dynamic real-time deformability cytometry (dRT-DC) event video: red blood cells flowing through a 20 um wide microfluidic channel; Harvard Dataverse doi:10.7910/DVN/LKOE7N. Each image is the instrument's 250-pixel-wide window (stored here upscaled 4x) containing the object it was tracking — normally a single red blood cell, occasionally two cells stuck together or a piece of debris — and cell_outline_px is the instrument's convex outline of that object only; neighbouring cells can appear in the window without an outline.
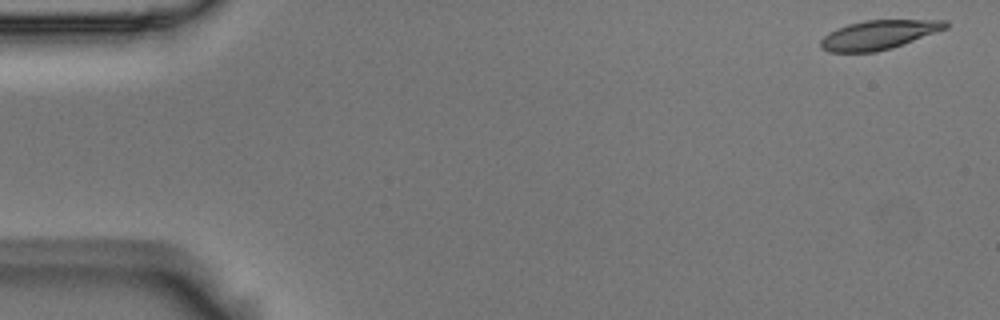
{"species": "Egyptian fruit bat (a non-hibernating species)", "species_latin": "Rousettus aegyptiacus", "temperature_condition": "room temperature", "stored_images_in_passage": 7, "camera_frame_rate_fps": 3000, "um_per_image_px": 0.085, "animal": {"sex": "male"}, "frame": {"image": 1, "passage_image": 1, "time_ms": 0.0, "image_size_px": [1000, 320], "cell_outline_px": [[948, 28], [892, 48], [876, 52], [828, 52], [820, 48], [820, 40], [828, 32], [836, 28], [848, 24], [864, 20], [948, 20]], "centroid_in_image_um": [74.66, 2.96], "position_along_channel_um": 10.3, "area_um2": 21.33}}
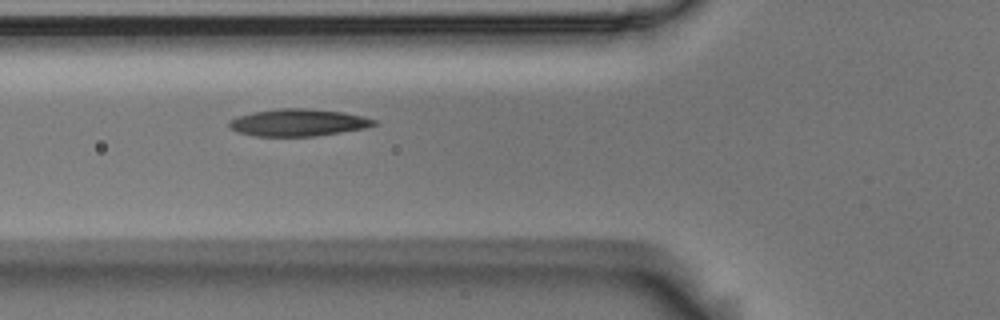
{"frame": {"image": 2, "passage_image": 6, "time_ms": 1.667, "image_size_px": [1000, 320], "cell_outline_px": [[376, 124], [364, 128], [312, 136], [256, 136], [240, 132], [232, 128], [228, 124], [228, 120], [236, 116], [252, 112], [276, 108], [308, 108], [344, 112], [364, 116], [376, 120]], "centroid_in_image_um": [25.32, 10.4], "position_along_channel_um": 100.5, "area_um2": 22.83}}
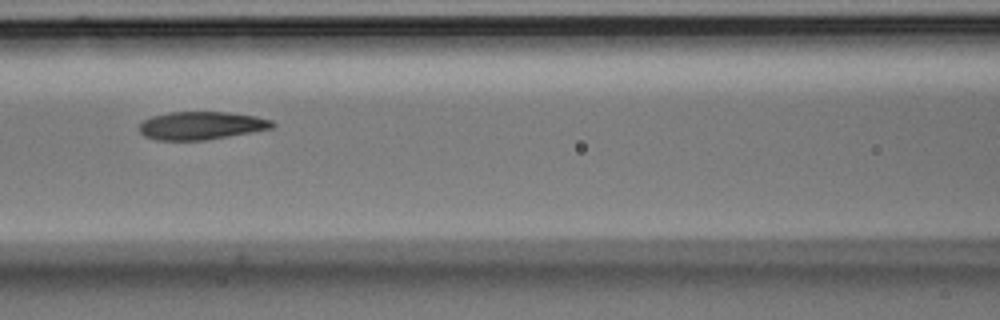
{"frame": {"image": 3, "passage_image": 7, "time_ms": 2.0, "image_size_px": [1000, 320], "cell_outline_px": [[276, 124], [272, 128], [228, 136], [204, 140], [156, 140], [144, 136], [140, 132], [140, 124], [144, 120], [152, 116], [168, 112], [228, 112], [256, 116], [272, 120]], "centroid_in_image_um": [17.1, 10.67], "position_along_channel_um": 149.5, "area_um2": 21.62}}